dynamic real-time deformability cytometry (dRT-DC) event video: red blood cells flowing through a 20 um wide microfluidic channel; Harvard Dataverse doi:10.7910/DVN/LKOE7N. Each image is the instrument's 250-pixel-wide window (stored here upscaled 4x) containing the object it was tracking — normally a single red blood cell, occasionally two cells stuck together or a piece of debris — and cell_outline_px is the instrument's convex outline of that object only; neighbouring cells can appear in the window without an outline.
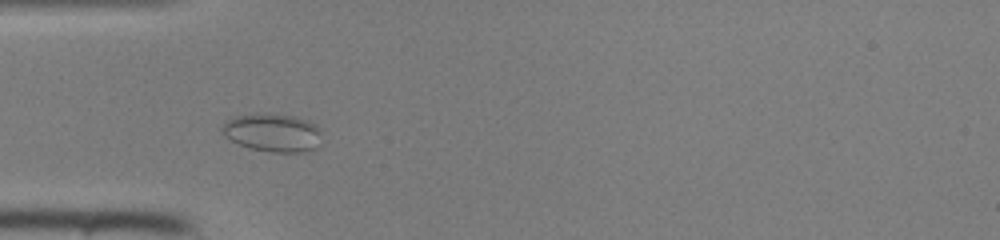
{"species": "common noctule bat (a hibernating species)", "species_latin": "Nyctalus noctula", "temperature_condition": "room temperature", "stored_images_in_passage": 37, "camera_frame_rate_fps": 3000, "um_per_image_px": 0.085, "animal": {"sex": "female", "body_mass_g": 22.0, "forearm_length_mm": 56.7}, "frame": {"image": 1, "passage_image": 4, "time_ms": 1.0, "image_size_px": [1000, 240], "cell_outline_px": [[320, 132], [316, 148], [304, 152], [272, 152], [248, 148], [224, 136], [220, 128], [228, 120], [236, 116], [256, 112], [272, 112], [296, 116], [308, 120], [316, 124], [320, 128]], "centroid_in_image_um": [23.17, 11.24], "position_along_channel_um": 61.8, "area_um2": 22.54}}
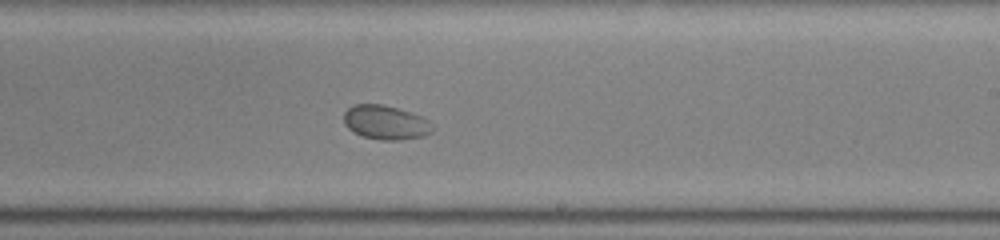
{"frame": {"image": 2, "passage_image": 18, "time_ms": 5.667, "image_size_px": [1000, 240], "cell_outline_px": [[432, 132], [424, 136], [400, 140], [380, 140], [364, 136], [352, 132], [344, 124], [344, 112], [348, 108], [356, 104], [384, 104], [420, 116], [428, 120], [432, 128]], "centroid_in_image_um": [32.74, 10.41], "position_along_channel_um": 256.3, "area_um2": 17.51}}
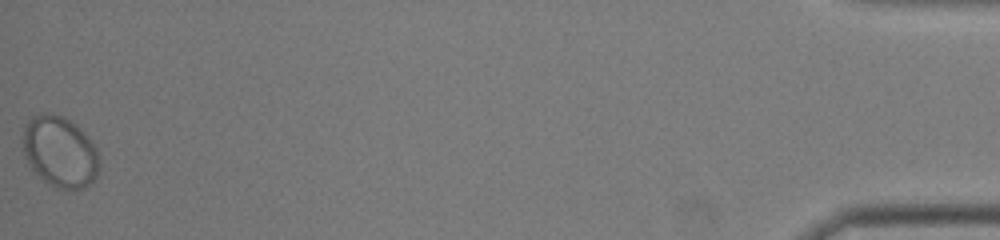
{"frame": {"image": 3, "passage_image": 37, "time_ms": 12.0, "image_size_px": [1000, 240], "cell_outline_px": [[100, 160], [96, 176], [92, 184], [84, 188], [56, 188], [44, 180], [32, 168], [24, 152], [24, 124], [36, 112], [48, 112], [64, 116], [76, 124], [88, 136], [96, 148]], "centroid_in_image_um": [5.12, 12.85], "position_along_channel_um": 430.1, "area_um2": 31.67}}